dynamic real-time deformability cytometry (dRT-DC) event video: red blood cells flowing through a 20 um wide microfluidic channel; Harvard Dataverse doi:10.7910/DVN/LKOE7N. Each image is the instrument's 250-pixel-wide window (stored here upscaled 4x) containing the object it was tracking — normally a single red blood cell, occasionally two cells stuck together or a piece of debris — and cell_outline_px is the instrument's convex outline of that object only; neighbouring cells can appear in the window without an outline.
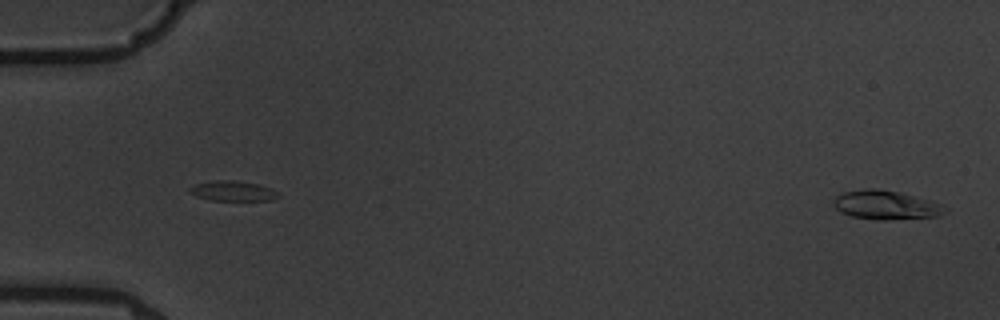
{"species": "common noctule bat (a hibernating species)", "species_latin": "Nyctalus noctula", "temperature_condition": "warm", "stored_images_in_passage": 5, "segment_of_instrument_passage": [2, 2], "camera_frame_rate_fps": 3000, "um_per_image_px": 0.085, "animal": {"sex": "male", "body_mass_g": 19.5, "forearm_length_mm": 54.6}, "frame": {"image": 1, "passage_image": 5, "time_ms": 5.333, "image_size_px": [1000, 320], "cell_outline_px": [[948, 212], [940, 216], [888, 220], [880, 220], [852, 216], [840, 212], [832, 204], [832, 200], [836, 196], [844, 192], [864, 188], [876, 188], [900, 192], [944, 204], [948, 208]], "centroid_in_image_um": [75.33, 17.42], "position_along_channel_um": 9.7, "area_um2": 19.13}}